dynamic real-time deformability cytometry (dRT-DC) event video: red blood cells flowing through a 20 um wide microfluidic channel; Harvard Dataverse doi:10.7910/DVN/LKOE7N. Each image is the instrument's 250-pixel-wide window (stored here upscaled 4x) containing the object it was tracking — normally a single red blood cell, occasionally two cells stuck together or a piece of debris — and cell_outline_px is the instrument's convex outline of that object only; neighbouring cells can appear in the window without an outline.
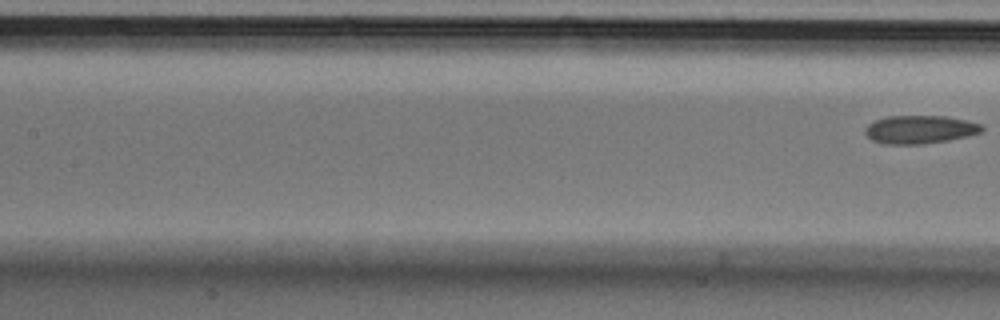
{"species": "Egyptian fruit bat (a non-hibernating species)", "species_latin": "Rousettus aegyptiacus", "temperature_condition": "cold", "stored_images_in_passage": 7, "segment_of_instrument_passage": [2, 2], "camera_frame_rate_fps": 3000, "um_per_image_px": 0.085, "animal": {"sex": "male"}, "frame": {"image": 1, "passage_image": 7, "time_ms": 2.0, "image_size_px": [1000, 320], "cell_outline_px": [[984, 128], [980, 132], [968, 136], [948, 140], [924, 144], [884, 144], [872, 140], [864, 132], [864, 128], [868, 124], [876, 120], [888, 116], [944, 116], [968, 120], [980, 124]], "centroid_in_image_um": [78.18, 11.01], "position_along_channel_um": 129.2, "area_um2": 19.19}}